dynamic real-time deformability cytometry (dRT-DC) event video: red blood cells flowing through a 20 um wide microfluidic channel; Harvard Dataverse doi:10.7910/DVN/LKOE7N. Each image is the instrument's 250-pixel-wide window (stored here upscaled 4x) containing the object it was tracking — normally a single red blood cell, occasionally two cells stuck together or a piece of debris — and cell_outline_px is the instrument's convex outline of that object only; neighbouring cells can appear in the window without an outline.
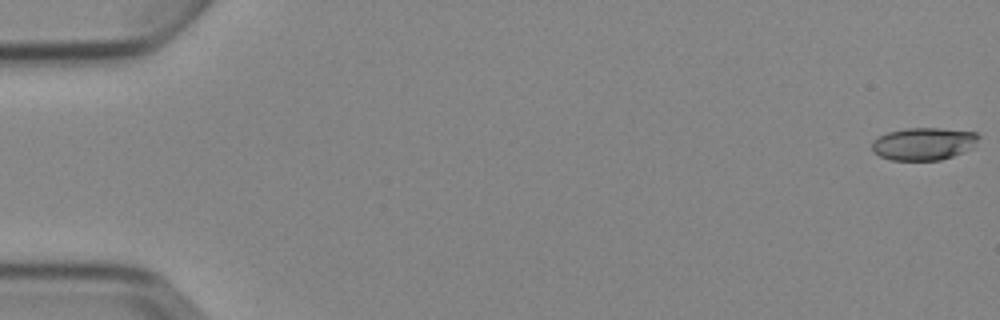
{"species": "Egyptian fruit bat (a non-hibernating species)", "species_latin": "Rousettus aegyptiacus", "temperature_condition": "cold", "stored_images_in_passage": 7, "camera_frame_rate_fps": 3000, "um_per_image_px": 0.085, "animal": {"sex": "female"}, "frame": {"image": 1, "passage_image": 1, "time_ms": 0.0, "image_size_px": [1000, 320], "cell_outline_px": [[980, 136], [976, 144], [972, 148], [952, 156], [940, 160], [892, 160], [880, 156], [872, 152], [872, 140], [888, 132], [908, 128], [940, 128], [976, 132]], "centroid_in_image_um": [78.51, 12.22], "position_along_channel_um": 6.5, "area_um2": 20.23}}
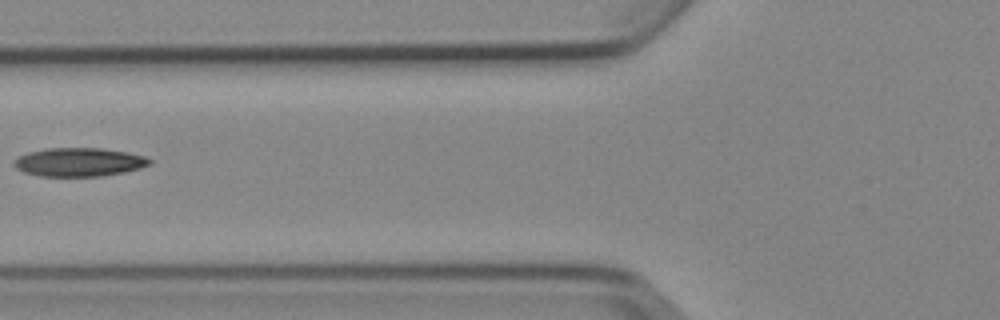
{"frame": {"image": 2, "passage_image": 6, "time_ms": 7.0, "image_size_px": [1000, 320], "cell_outline_px": [[152, 164], [140, 168], [124, 172], [100, 176], [40, 176], [24, 172], [16, 168], [12, 164], [20, 156], [28, 152], [44, 148], [100, 148], [128, 152], [144, 156], [152, 160]], "centroid_in_image_um": [6.73, 13.77], "position_along_channel_um": 119.1, "area_um2": 22.6}}
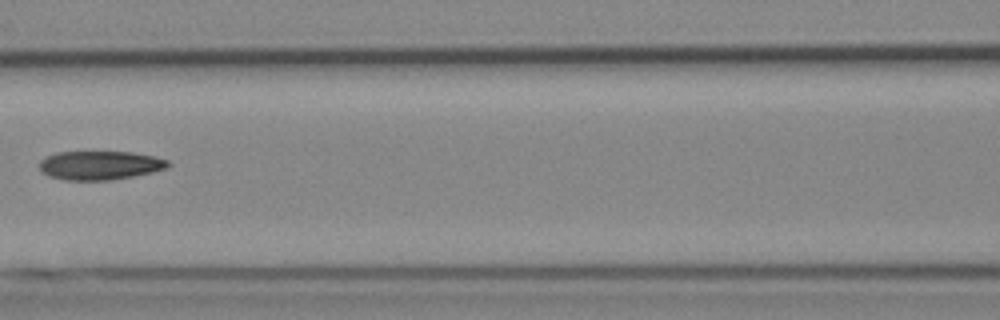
{"frame": {"image": 3, "passage_image": 7, "time_ms": 8.0, "image_size_px": [1000, 320], "cell_outline_px": [[172, 164], [168, 168], [152, 172], [112, 180], [64, 180], [48, 176], [40, 172], [40, 160], [44, 156], [56, 152], [132, 152], [152, 156], [168, 160]], "centroid_in_image_um": [8.47, 14.05], "position_along_channel_um": 158.1, "area_um2": 21.79}}